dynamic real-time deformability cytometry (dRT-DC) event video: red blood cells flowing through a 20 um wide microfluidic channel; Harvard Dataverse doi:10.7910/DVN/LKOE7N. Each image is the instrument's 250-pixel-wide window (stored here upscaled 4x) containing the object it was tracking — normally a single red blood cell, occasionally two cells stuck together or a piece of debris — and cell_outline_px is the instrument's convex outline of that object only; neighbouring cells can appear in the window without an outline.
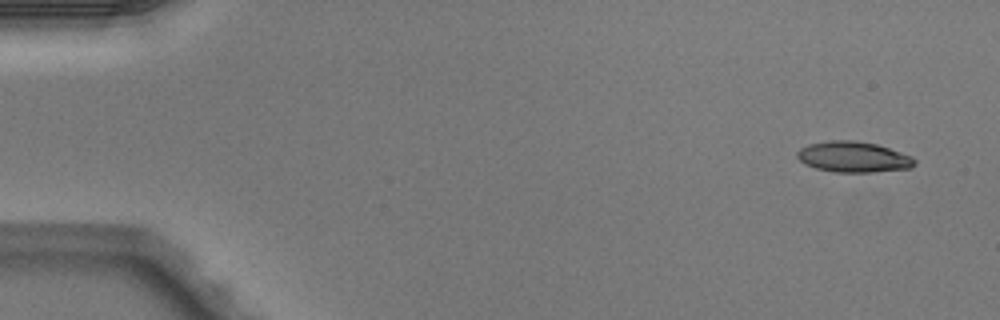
{"species": "Egyptian fruit bat (a non-hibernating species)", "species_latin": "Rousettus aegyptiacus", "temperature_condition": "warm", "stored_images_in_passage": 5, "camera_frame_rate_fps": 3000, "um_per_image_px": 0.085, "animal": {"sex": "male"}, "frame": {"image": 1, "passage_image": 1, "time_ms": 0.0, "image_size_px": [1000, 320], "cell_outline_px": [[916, 164], [912, 168], [872, 172], [832, 172], [816, 168], [804, 164], [796, 156], [796, 152], [800, 148], [808, 144], [828, 140], [852, 140], [876, 144], [912, 156], [916, 160]], "centroid_in_image_um": [72.52, 13.34], "position_along_channel_um": 12.5, "area_um2": 21.15}}
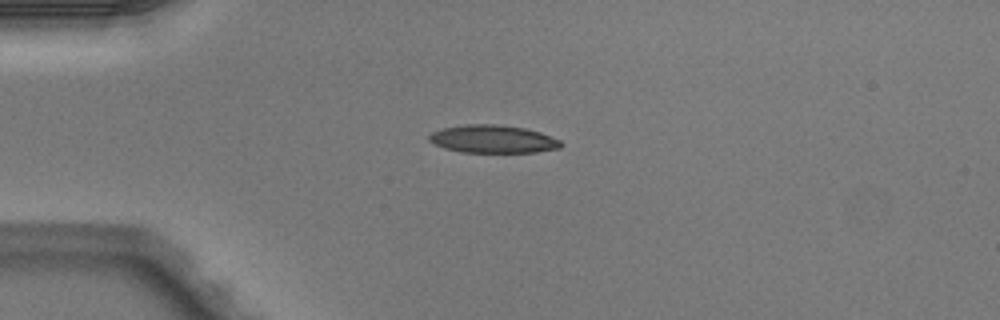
{"frame": {"image": 2, "passage_image": 3, "time_ms": 0.667, "image_size_px": [1000, 320], "cell_outline_px": [[564, 144], [560, 148], [536, 152], [460, 152], [444, 148], [428, 140], [428, 136], [432, 132], [444, 128], [468, 124], [492, 124], [524, 128], [540, 132], [560, 140]], "centroid_in_image_um": [41.91, 11.83], "position_along_channel_um": 43.1, "area_um2": 21.27}}
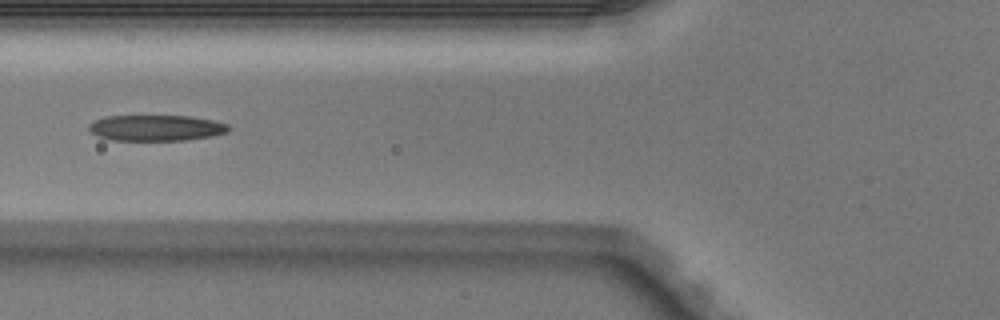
{"frame": {"image": 3, "passage_image": 5, "time_ms": 1.333, "image_size_px": [1000, 320], "cell_outline_px": [[232, 128], [228, 132], [212, 136], [188, 140], [112, 140], [96, 136], [88, 128], [88, 124], [104, 116], [192, 116], [212, 120], [228, 124]], "centroid_in_image_um": [13.29, 10.87], "position_along_channel_um": 112.5, "area_um2": 21.21}}